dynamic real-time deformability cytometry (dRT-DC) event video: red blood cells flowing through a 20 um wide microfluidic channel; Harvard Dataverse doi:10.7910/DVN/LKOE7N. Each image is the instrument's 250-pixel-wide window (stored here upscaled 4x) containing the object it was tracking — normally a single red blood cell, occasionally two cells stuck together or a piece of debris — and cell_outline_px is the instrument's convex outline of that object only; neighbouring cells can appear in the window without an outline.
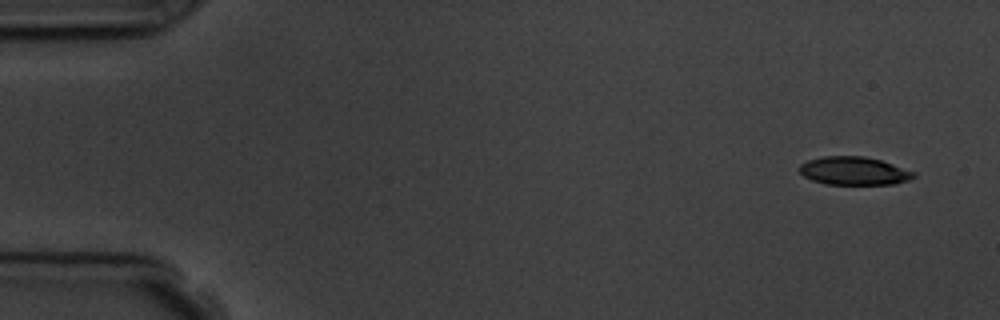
{"species": "common noctule bat (a hibernating species)", "species_latin": "Nyctalus noctula", "temperature_condition": "room temperature", "stored_images_in_passage": 5, "camera_frame_rate_fps": 3000, "um_per_image_px": 0.085, "animal": {"sex": "male", "body_mass_g": 19.5, "forearm_length_mm": 54.6}, "frame": {"image": 1, "passage_image": 1, "time_ms": 0.0, "image_size_px": [1000, 320], "cell_outline_px": [[916, 176], [908, 180], [896, 184], [824, 184], [812, 180], [804, 176], [800, 172], [800, 164], [808, 160], [820, 156], [864, 156], [880, 160], [916, 172]], "centroid_in_image_um": [72.58, 14.52], "position_along_channel_um": 12.4, "area_um2": 18.79}}
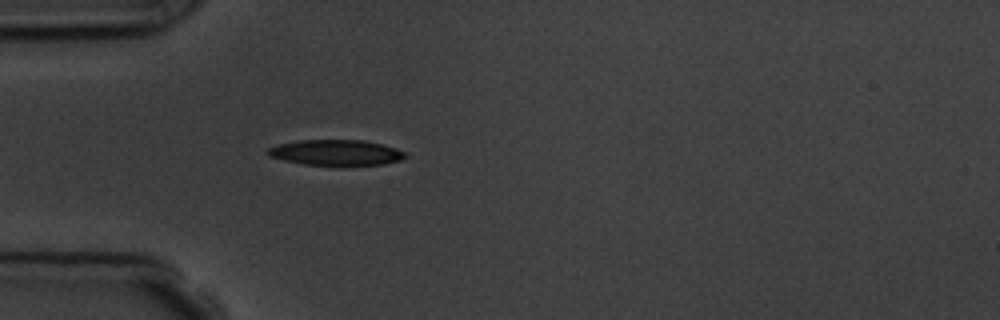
{"frame": {"image": 2, "passage_image": 5, "time_ms": 4.333, "image_size_px": [1000, 320], "cell_outline_px": [[408, 156], [400, 160], [384, 164], [304, 164], [284, 160], [268, 156], [264, 152], [268, 148], [280, 144], [300, 140], [364, 140], [396, 148], [408, 152]], "centroid_in_image_um": [28.57, 12.95], "position_along_channel_um": 56.4, "area_um2": 20.23}}